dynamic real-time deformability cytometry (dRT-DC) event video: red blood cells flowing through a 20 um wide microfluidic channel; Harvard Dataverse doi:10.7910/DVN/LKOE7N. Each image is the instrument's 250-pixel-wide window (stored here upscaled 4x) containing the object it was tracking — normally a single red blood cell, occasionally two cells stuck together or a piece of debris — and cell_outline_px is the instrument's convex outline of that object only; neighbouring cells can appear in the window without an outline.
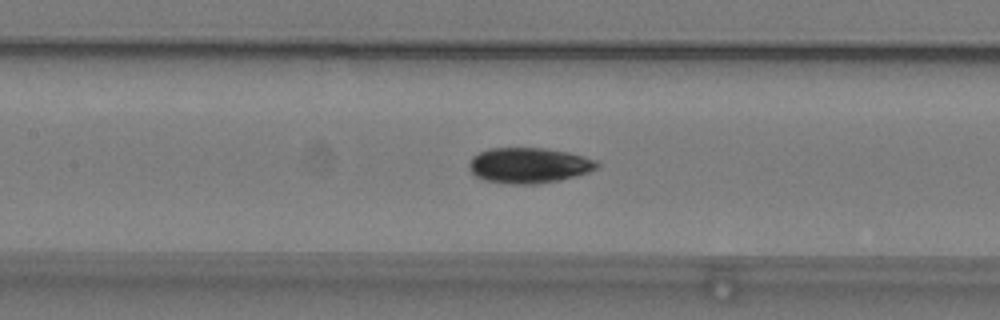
{"species": "common noctule bat (a hibernating species)", "species_latin": "Nyctalus noctula", "temperature_condition": "warm", "stored_images_in_passage": 46, "camera_frame_rate_fps": 3000, "um_per_image_px": 0.085, "animal": {"sex": "male", "body_mass_g": 19.2, "forearm_length_mm": 51.8}, "frame": {"image": 1, "passage_image": 20, "time_ms": 6.333, "image_size_px": [1000, 320], "cell_outline_px": [[600, 164], [596, 168], [588, 172], [556, 180], [536, 184], [512, 184], [484, 180], [476, 176], [472, 172], [468, 164], [472, 156], [488, 148], [544, 148], [568, 152], [596, 160]], "centroid_in_image_um": [44.92, 14.04], "position_along_channel_um": 162.5, "area_um2": 26.18}}
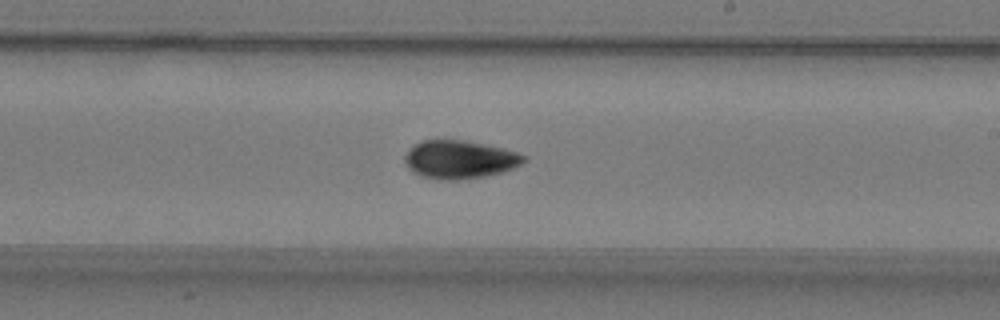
{"frame": {"image": 2, "passage_image": 27, "time_ms": 8.667, "image_size_px": [1000, 320], "cell_outline_px": [[528, 160], [512, 168], [488, 176], [460, 180], [440, 180], [420, 176], [412, 172], [404, 164], [404, 156], [420, 140], [464, 140], [504, 148], [528, 156]], "centroid_in_image_um": [39.07, 13.57], "position_along_channel_um": 249.9, "area_um2": 26.7}}
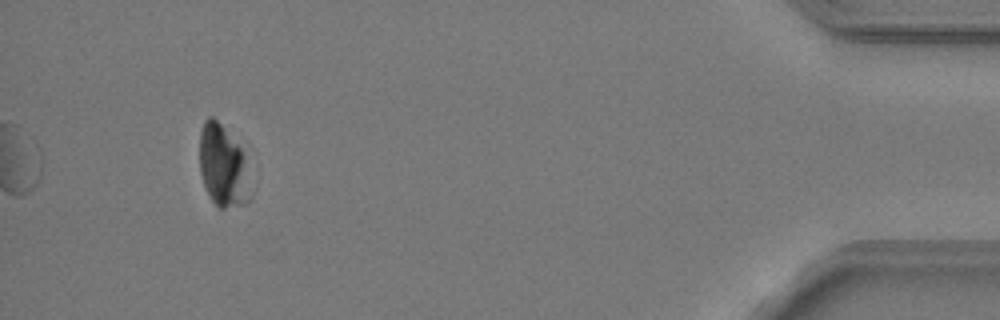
{"frame": {"image": 3, "passage_image": 46, "time_ms": 15.0, "image_size_px": [1000, 320], "cell_outline_px": [[256, 188], [252, 196], [244, 204], [224, 208], [220, 208], [212, 200], [204, 188], [200, 172], [200, 132], [204, 120], [208, 116], [212, 116], [220, 124], [240, 148], [244, 156], [256, 184]], "centroid_in_image_um": [19.03, 14.19], "position_along_channel_um": 416.2, "area_um2": 24.97}, "authors_computed_cell_mechanics": {"area_um2": 26.2123, "velocity_mm_per_s": 3.7574, "shape_relaxation_time_tau1_ms": 3.6368, "shape_relaxation_time_tau2_ms": null, "deformation_change_tau1": 0.1842, "deformation_change_tau2": null}}